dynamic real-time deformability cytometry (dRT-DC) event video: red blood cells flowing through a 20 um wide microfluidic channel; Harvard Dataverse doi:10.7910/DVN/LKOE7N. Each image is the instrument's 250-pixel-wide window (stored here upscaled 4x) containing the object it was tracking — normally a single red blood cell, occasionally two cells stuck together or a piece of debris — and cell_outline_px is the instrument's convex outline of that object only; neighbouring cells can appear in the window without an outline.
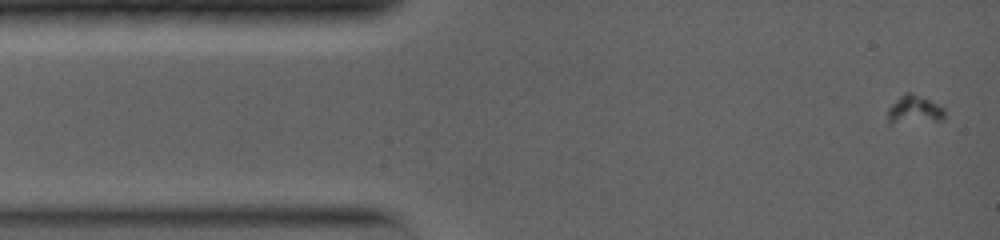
{"species": "common noctule bat (a hibernating species)", "species_latin": "Nyctalus noctula", "temperature_condition": "warm", "stored_images_in_passage": 18, "camera_frame_rate_fps": 5000, "um_per_image_px": 0.085, "animal": {"sex": "female", "body_mass_g": 19.0, "forearm_length_mm": 56.7}, "frame": {"image": 1, "passage_image": 1, "time_ms": 0.0, "image_size_px": [1000, 240], "cell_outline_px": [[944, 116], [940, 120], [888, 128], [888, 108], [904, 92], [912, 92], [944, 108]], "centroid_in_image_um": [77.62, 9.42], "position_along_channel_um": 7.4, "area_um2": 10.0}}
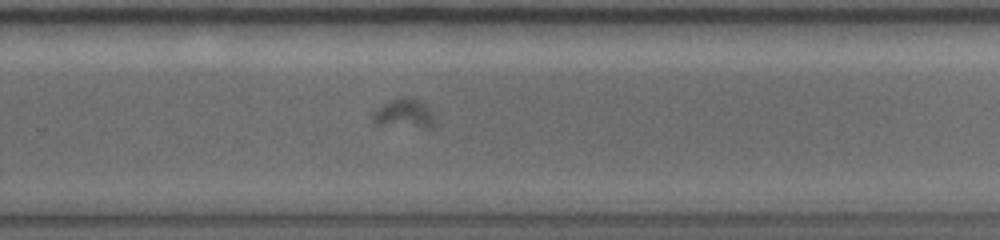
{"frame": {"image": 2, "passage_image": 16, "time_ms": 9.8, "image_size_px": [1000, 240], "cell_outline_px": [[432, 124], [424, 128], [376, 124], [372, 120], [372, 112], [384, 104], [392, 100], [404, 96], [416, 100], [424, 104], [432, 116]], "centroid_in_image_um": [34.26, 9.66], "position_along_channel_um": 295.5, "area_um2": 10.0}}